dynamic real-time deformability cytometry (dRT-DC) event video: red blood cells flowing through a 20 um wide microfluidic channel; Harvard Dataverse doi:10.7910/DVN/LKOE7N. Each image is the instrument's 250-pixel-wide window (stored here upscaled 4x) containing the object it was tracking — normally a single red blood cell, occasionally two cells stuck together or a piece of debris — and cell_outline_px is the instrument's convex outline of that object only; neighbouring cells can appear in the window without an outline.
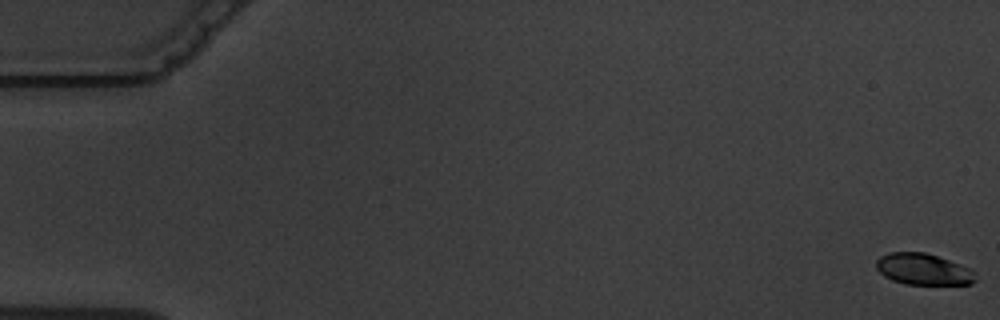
{"species": "common noctule bat (a hibernating species)", "species_latin": "Nyctalus noctula", "temperature_condition": "warm", "stored_images_in_passage": 6, "camera_frame_rate_fps": 3000, "um_per_image_px": 0.085, "animal": {"sex": "male", "body_mass_g": 19.5, "forearm_length_mm": 54.6}, "frame": {"image": 1, "passage_image": 1, "time_ms": 0.0, "image_size_px": [1000, 320], "cell_outline_px": [[976, 280], [972, 284], [904, 284], [892, 280], [884, 276], [876, 268], [876, 260], [880, 256], [888, 252], [924, 252], [960, 264], [976, 272]], "centroid_in_image_um": [78.47, 22.89], "position_along_channel_um": 6.5, "area_um2": 18.15}}
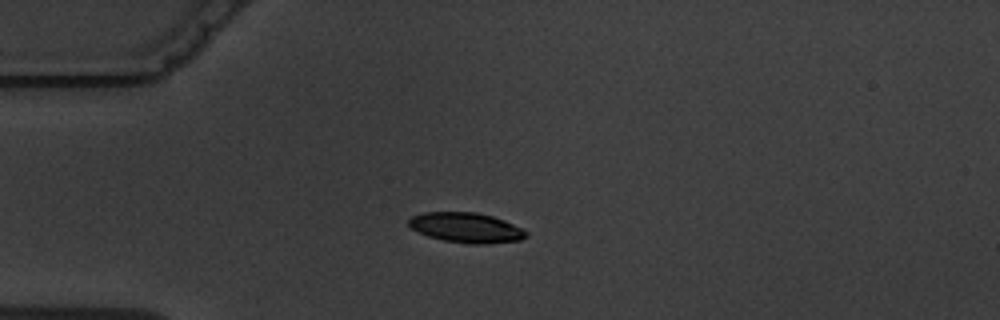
{"frame": {"image": 2, "passage_image": 5, "time_ms": 5.0, "image_size_px": [1000, 320], "cell_outline_px": [[528, 236], [520, 240], [488, 244], [472, 244], [444, 240], [428, 236], [412, 228], [408, 224], [408, 220], [412, 216], [424, 212], [476, 212], [492, 216], [504, 220], [528, 232]], "centroid_in_image_um": [39.64, 19.35], "position_along_channel_um": 45.4, "area_um2": 20.4}}